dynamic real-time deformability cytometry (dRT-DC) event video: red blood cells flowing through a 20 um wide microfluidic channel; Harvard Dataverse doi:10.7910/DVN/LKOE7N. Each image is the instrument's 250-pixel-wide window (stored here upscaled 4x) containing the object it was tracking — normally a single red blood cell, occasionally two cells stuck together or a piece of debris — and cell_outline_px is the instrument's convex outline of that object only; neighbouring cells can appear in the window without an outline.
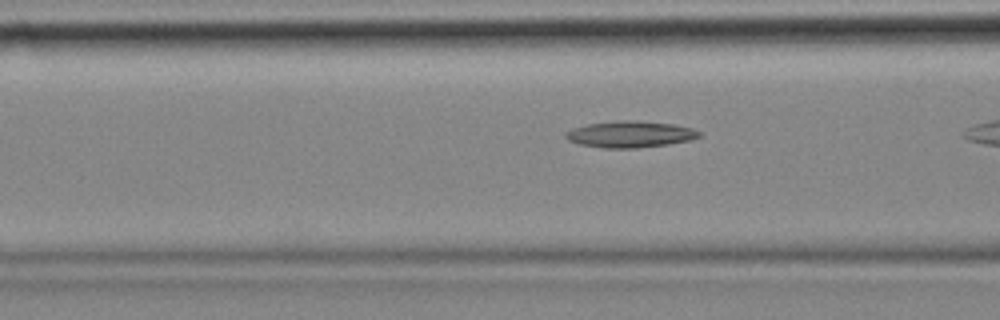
{"species": "common noctule bat (a hibernating species)", "species_latin": "Nyctalus noctula", "temperature_condition": "cold", "stored_images_in_passage": 20, "camera_frame_rate_fps": 3000, "um_per_image_px": 0.085, "animal": {"sex": "female", "body_mass_g": 18.4}, "frame": {"image": 1, "passage_image": 15, "time_ms": 4.667, "image_size_px": [1000, 320], "cell_outline_px": [[700, 136], [692, 140], [668, 144], [636, 148], [604, 148], [580, 144], [568, 140], [564, 136], [564, 132], [572, 128], [588, 124], [616, 120], [636, 120], [672, 124], [692, 128], [700, 132]], "centroid_in_image_um": [53.54, 11.41], "position_along_channel_um": 113.1, "area_um2": 20.63}}